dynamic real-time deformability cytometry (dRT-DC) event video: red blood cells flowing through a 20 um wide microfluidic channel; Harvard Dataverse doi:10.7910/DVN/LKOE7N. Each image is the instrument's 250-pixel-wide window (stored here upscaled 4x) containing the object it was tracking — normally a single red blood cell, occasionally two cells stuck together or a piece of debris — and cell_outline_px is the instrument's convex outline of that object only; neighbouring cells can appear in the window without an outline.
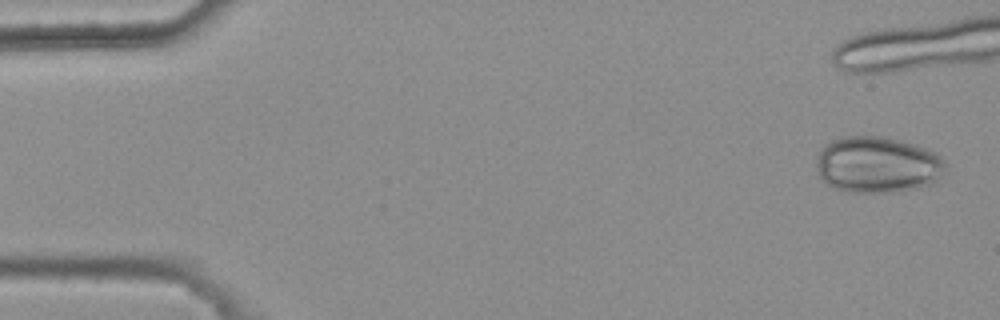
{"species": "common noctule bat (a hibernating species)", "species_latin": "Nyctalus noctula", "temperature_condition": "warm", "stored_images_in_passage": 6, "camera_frame_rate_fps": 3000, "um_per_image_px": 0.085, "animal": {"sex": "female", "body_mass_g": 25.1}, "frame": {"image": 1, "passage_image": 1, "time_ms": 0.0, "image_size_px": [1000, 320], "cell_outline_px": [[948, 164], [936, 180], [932, 184], [916, 188], [892, 192], [848, 192], [832, 188], [820, 180], [816, 164], [816, 160], [824, 144], [832, 140], [844, 136], [884, 136], [900, 140], [936, 152]], "centroid_in_image_um": [74.55, 14.0], "position_along_channel_um": 10.4, "area_um2": 42.66}}